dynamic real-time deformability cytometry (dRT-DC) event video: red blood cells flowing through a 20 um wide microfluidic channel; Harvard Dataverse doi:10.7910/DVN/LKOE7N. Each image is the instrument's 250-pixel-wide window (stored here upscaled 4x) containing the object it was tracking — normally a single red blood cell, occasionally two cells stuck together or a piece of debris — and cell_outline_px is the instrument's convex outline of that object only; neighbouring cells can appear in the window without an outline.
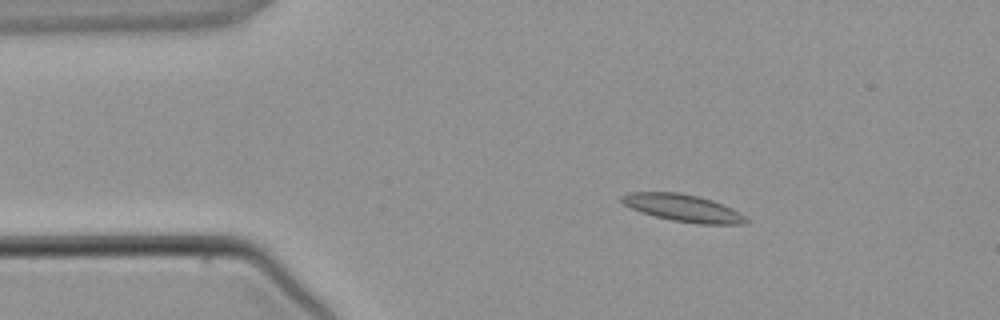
{"species": "common noctule bat (a hibernating species)", "species_latin": "Nyctalus noctula", "temperature_condition": "warm", "stored_images_in_passage": 3, "camera_frame_rate_fps": 3000, "um_per_image_px": 0.085, "animal": {"sex": "male", "body_mass_g": 21.5, "forearm_length_mm": 52.0}, "frame": {"image": 1, "passage_image": 2, "time_ms": 2.0, "image_size_px": [1000, 320], "cell_outline_px": [[748, 224], [696, 224], [672, 220], [640, 212], [624, 204], [620, 200], [620, 196], [628, 192], [680, 192], [700, 196], [712, 200], [732, 208], [740, 212], [748, 220]], "centroid_in_image_um": [58.06, 17.67], "position_along_channel_um": 26.9, "area_um2": 19.83}}